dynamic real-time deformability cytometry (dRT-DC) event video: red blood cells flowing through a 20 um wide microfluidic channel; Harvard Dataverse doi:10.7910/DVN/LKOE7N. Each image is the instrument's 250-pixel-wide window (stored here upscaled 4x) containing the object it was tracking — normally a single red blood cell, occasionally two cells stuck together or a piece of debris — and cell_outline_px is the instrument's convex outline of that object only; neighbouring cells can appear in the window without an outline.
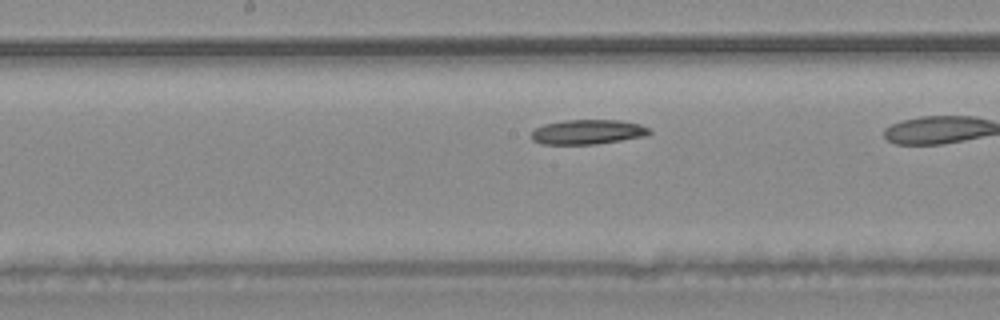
{"species": "common noctule bat (a hibernating species)", "species_latin": "Nyctalus noctula", "temperature_condition": "warm", "stored_images_in_passage": 21, "camera_frame_rate_fps": 3000, "um_per_image_px": 0.085, "animal": {"sex": "male", "body_mass_g": 20.4}, "frame": {"image": 1, "passage_image": 10, "time_ms": 3.0, "image_size_px": [1000, 320], "cell_outline_px": [[652, 132], [644, 136], [596, 144], [540, 144], [532, 140], [532, 132], [536, 128], [544, 124], [564, 120], [620, 120], [640, 124], [648, 128]], "centroid_in_image_um": [49.94, 11.21], "position_along_channel_um": 198.3, "area_um2": 16.88}}